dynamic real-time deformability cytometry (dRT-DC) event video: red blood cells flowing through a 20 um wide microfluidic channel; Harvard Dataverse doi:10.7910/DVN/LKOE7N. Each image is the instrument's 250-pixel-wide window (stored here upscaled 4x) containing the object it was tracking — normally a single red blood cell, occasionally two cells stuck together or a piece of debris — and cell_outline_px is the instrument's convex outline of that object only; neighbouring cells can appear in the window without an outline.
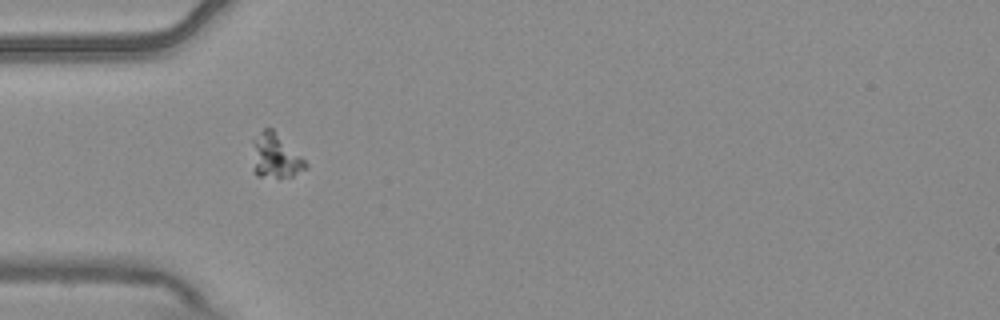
{"species": "common noctule bat (a hibernating species)", "species_latin": "Nyctalus noctula", "temperature_condition": "warm", "stored_images_in_passage": 2, "camera_frame_rate_fps": 3000, "um_per_image_px": 0.085, "animal": {"sex": "male", "body_mass_g": 20.4}, "frame": {"image": 1, "passage_image": 1, "time_ms": 0.0, "image_size_px": [1000, 320], "cell_outline_px": [[308, 168], [292, 176], [256, 176], [252, 168], [252, 140], [264, 128], [272, 128], [308, 164]], "centroid_in_image_um": [23.36, 13.26], "position_along_channel_um": 61.6, "area_um2": 13.64}}
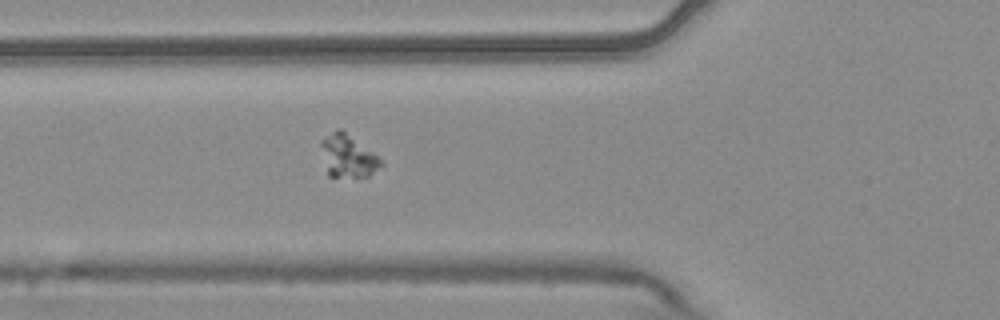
{"frame": {"image": 2, "passage_image": 2, "time_ms": 0.333, "image_size_px": [1000, 320], "cell_outline_px": [[384, 164], [380, 168], [368, 176], [328, 176], [320, 144], [320, 140], [336, 128], [340, 128], [372, 152]], "centroid_in_image_um": [29.54, 13.25], "position_along_channel_um": 96.3, "area_um2": 14.57}}